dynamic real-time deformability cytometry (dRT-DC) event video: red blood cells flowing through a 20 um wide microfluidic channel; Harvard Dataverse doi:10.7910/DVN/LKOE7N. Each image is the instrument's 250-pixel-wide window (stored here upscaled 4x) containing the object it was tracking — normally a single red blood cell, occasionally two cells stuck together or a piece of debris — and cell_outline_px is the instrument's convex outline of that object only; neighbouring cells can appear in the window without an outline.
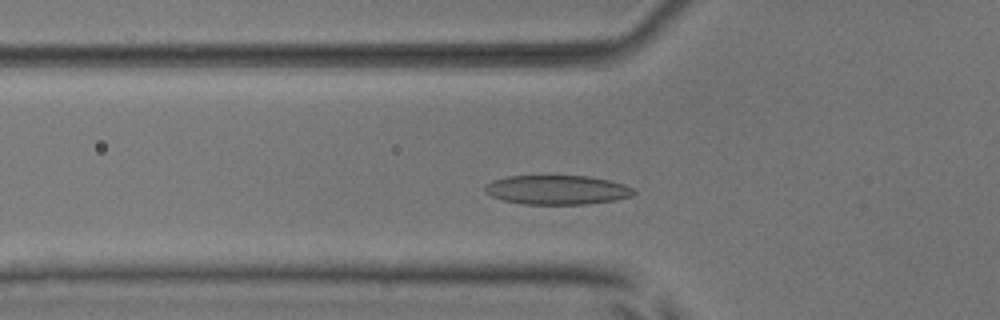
{"species": "common noctule bat (a hibernating species)", "species_latin": "Nyctalus noctula", "temperature_condition": "room temperature", "stored_images_in_passage": 48, "camera_frame_rate_fps": 3000, "um_per_image_px": 0.085, "animal": {"sex": "male", "body_mass_g": 17.9, "forearm_length_mm": 54.2}, "frame": {"image": 1, "passage_image": 13, "time_ms": 4.0, "image_size_px": [1000, 320], "cell_outline_px": [[636, 192], [632, 196], [612, 200], [584, 204], [524, 204], [504, 200], [492, 196], [484, 192], [484, 184], [492, 180], [508, 176], [588, 176], [608, 180], [624, 184], [632, 188]], "centroid_in_image_um": [47.31, 16.13], "position_along_channel_um": 78.5, "area_um2": 25.26}}
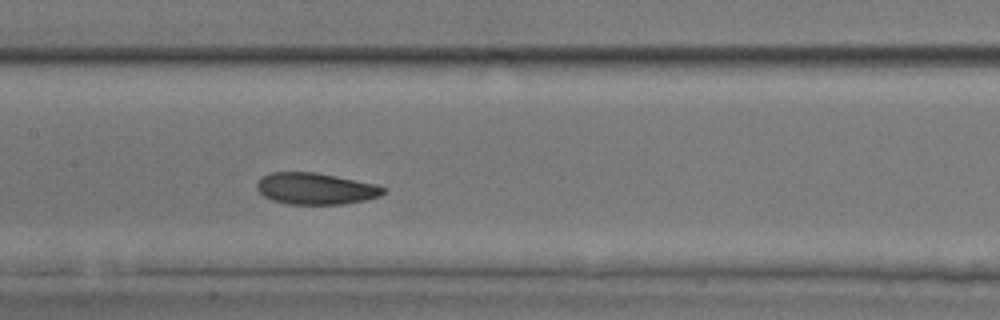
{"frame": {"image": 2, "passage_image": 21, "time_ms": 6.667, "image_size_px": [1000, 320], "cell_outline_px": [[388, 192], [380, 196], [364, 200], [344, 204], [288, 204], [272, 200], [264, 196], [256, 188], [256, 184], [260, 176], [272, 172], [316, 172], [376, 184], [388, 188]], "centroid_in_image_um": [26.84, 16.03], "position_along_channel_um": 180.6, "area_um2": 23.47}}
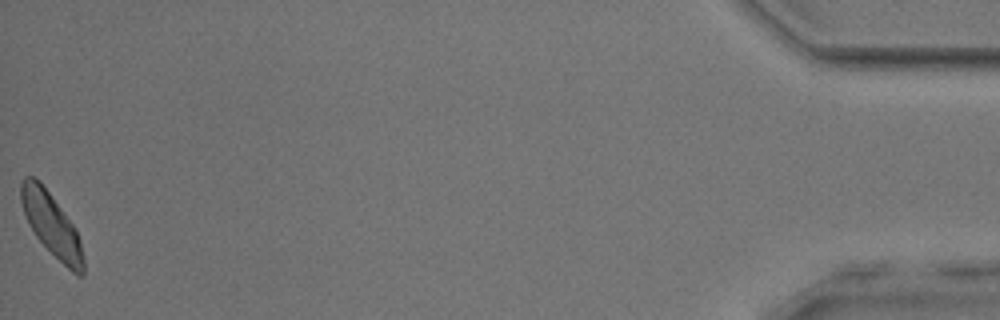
{"frame": {"image": 3, "passage_image": 48, "time_ms": 15.667, "image_size_px": [1000, 320], "cell_outline_px": [[84, 276], [76, 276], [36, 236], [28, 224], [20, 200], [20, 184], [24, 176], [32, 176], [40, 180], [76, 228], [80, 240], [84, 256]], "centroid_in_image_um": [4.39, 19.07], "position_along_channel_um": 430.8, "area_um2": 22.83}, "authors_computed_cell_mechanics": {"area_um2": 23.409, "velocity_mm_per_s": 3.8332, "shape_relaxation_time_tau1_ms": 2.3747, "shape_relaxation_time_tau2_ms": 3.8241, "deformation_change_tau1": 0.0956, "deformation_change_tau2": 0.0965}}